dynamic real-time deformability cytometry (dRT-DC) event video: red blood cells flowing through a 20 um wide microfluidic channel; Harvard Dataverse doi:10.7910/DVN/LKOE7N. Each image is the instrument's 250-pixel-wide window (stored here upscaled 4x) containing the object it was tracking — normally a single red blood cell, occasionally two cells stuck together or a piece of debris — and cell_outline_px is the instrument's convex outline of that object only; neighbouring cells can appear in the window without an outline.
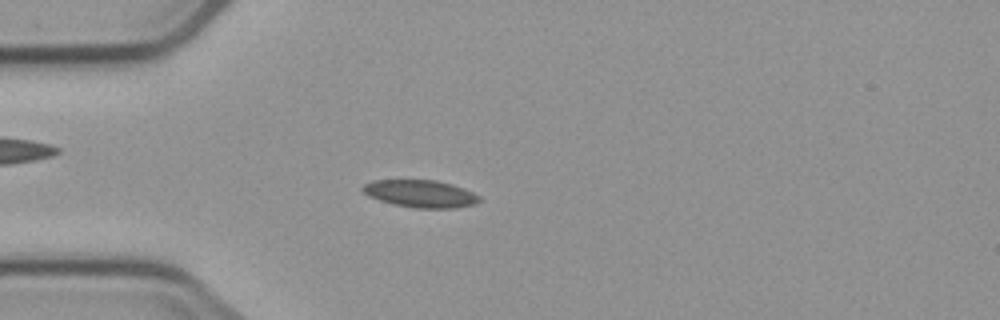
{"species": "common noctule bat (a hibernating species)", "species_latin": "Nyctalus noctula", "temperature_condition": "cold", "stored_images_in_passage": 3, "camera_frame_rate_fps": 3000, "um_per_image_px": 0.085, "animal": {"sex": "male", "body_mass_g": 23.1, "forearm_length_mm": 52.7}, "frame": {"image": 1, "passage_image": 3, "time_ms": 2.333, "image_size_px": [1000, 320], "cell_outline_px": [[480, 200], [476, 204], [456, 208], [412, 208], [392, 204], [368, 196], [360, 188], [364, 184], [372, 180], [436, 180], [452, 184], [464, 188], [480, 196]], "centroid_in_image_um": [35.74, 16.47], "position_along_channel_um": 49.3, "area_um2": 18.79}}